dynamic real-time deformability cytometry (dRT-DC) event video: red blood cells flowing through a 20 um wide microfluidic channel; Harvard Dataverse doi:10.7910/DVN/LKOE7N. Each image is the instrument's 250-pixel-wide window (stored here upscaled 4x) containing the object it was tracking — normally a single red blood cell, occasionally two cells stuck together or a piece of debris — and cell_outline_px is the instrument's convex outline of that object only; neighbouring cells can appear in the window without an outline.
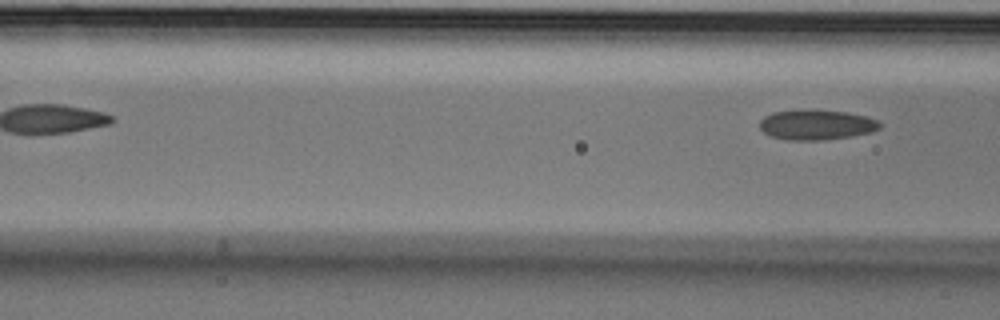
{"species": "Egyptian fruit bat (a non-hibernating species)", "species_latin": "Rousettus aegyptiacus", "temperature_condition": "cold", "stored_images_in_passage": 8, "camera_frame_rate_fps": 3000, "um_per_image_px": 0.085, "animal": {"sex": "male"}, "frame": {"image": 1, "passage_image": 8, "time_ms": 2.333, "image_size_px": [1000, 320], "cell_outline_px": [[884, 124], [880, 128], [872, 132], [824, 140], [788, 140], [772, 136], [764, 132], [760, 128], [760, 120], [764, 116], [772, 112], [848, 112], [864, 116], [876, 120]], "centroid_in_image_um": [69.42, 10.64], "position_along_channel_um": 97.2, "area_um2": 20.23}}